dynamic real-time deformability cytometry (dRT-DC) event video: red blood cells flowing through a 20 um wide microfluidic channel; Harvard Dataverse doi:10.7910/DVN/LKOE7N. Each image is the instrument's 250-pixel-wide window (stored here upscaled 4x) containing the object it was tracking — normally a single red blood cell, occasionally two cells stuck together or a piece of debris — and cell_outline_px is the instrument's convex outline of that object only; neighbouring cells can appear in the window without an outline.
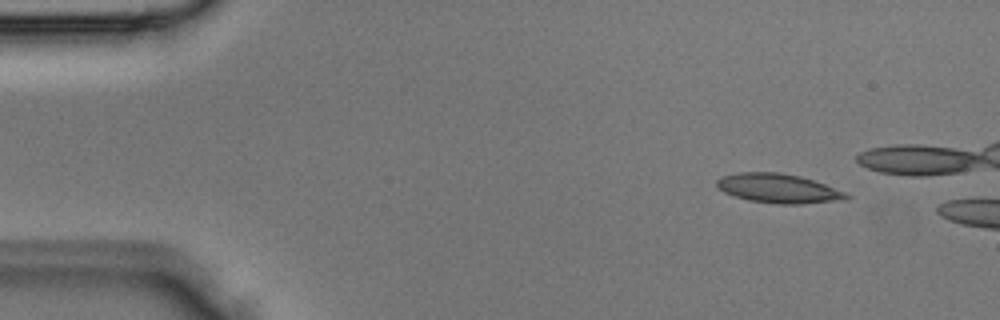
{"species": "Egyptian fruit bat (a non-hibernating species)", "species_latin": "Rousettus aegyptiacus", "temperature_condition": "room temperature", "stored_images_in_passage": 2, "camera_frame_rate_fps": 3000, "um_per_image_px": 0.085, "animal": {"sex": "male"}, "frame": {"image": 1, "passage_image": 1, "time_ms": 0.0, "image_size_px": [1000, 320], "cell_outline_px": [[852, 196], [848, 200], [800, 204], [776, 204], [748, 200], [724, 192], [716, 188], [716, 180], [720, 176], [736, 172], [780, 172], [800, 176], [848, 192]], "centroid_in_image_um": [66.18, 16.01], "position_along_channel_um": 18.8, "area_um2": 22.48}}